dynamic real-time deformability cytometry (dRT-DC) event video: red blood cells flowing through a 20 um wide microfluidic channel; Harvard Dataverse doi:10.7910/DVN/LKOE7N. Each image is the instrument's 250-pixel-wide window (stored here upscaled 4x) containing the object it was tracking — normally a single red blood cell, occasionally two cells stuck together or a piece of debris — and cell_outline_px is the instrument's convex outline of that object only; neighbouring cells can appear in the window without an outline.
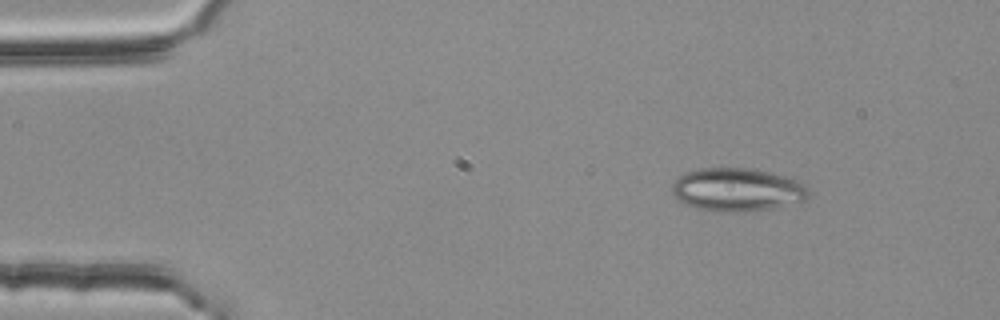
{"species": "common noctule bat (a hibernating species)", "species_latin": "Nyctalus noctula", "temperature_condition": "room temperature", "stored_images_in_passage": 2, "camera_frame_rate_fps": 3000, "um_per_image_px": 0.085, "animal": {"sex": "female", "body_mass_g": 25.1}, "frame": {"image": 1, "passage_image": 1, "time_ms": 0.0, "image_size_px": [1000, 320], "cell_outline_px": [[812, 196], [804, 200], [772, 208], [736, 212], [720, 212], [696, 208], [684, 204], [676, 200], [672, 192], [672, 184], [684, 172], [704, 168], [752, 168], [784, 176], [796, 180], [804, 184]], "centroid_in_image_um": [62.64, 16.12], "position_along_channel_um": 22.4, "area_um2": 34.39}}